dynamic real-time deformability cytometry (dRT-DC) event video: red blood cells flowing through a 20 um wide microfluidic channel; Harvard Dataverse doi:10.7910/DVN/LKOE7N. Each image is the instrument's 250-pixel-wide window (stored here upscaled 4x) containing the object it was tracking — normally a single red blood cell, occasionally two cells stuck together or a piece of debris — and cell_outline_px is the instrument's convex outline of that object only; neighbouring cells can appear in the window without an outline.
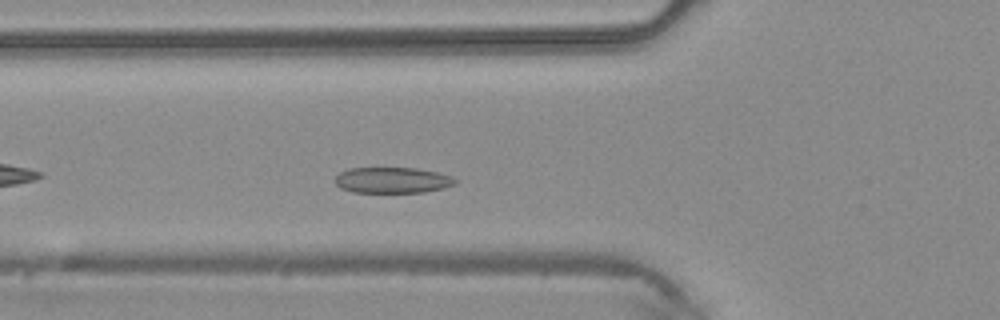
{"species": "common noctule bat (a hibernating species)", "species_latin": "Nyctalus noctula", "temperature_condition": "warm", "stored_images_in_passage": 35, "camera_frame_rate_fps": 3000, "um_per_image_px": 0.085, "animal": {"sex": "male", "body_mass_g": 20.4}, "frame": {"image": 1, "passage_image": 6, "time_ms": 1.667, "image_size_px": [1000, 320], "cell_outline_px": [[460, 180], [456, 184], [444, 188], [424, 192], [352, 192], [340, 188], [336, 184], [336, 176], [340, 172], [348, 168], [416, 168], [436, 172], [452, 176]], "centroid_in_image_um": [33.39, 15.31], "position_along_channel_um": 92.4, "area_um2": 18.21}}
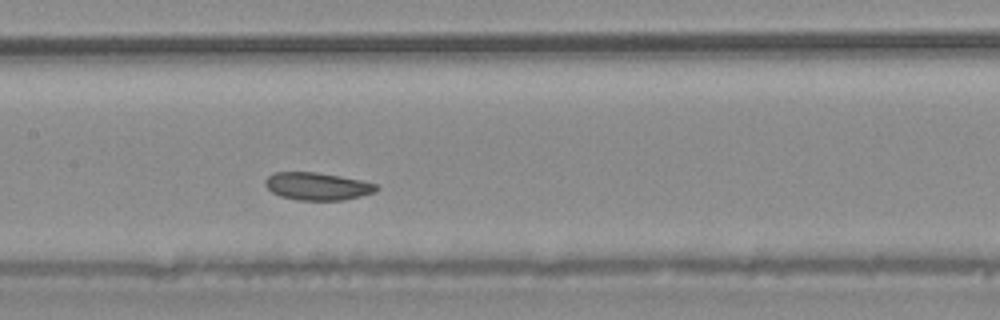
{"frame": {"image": 2, "passage_image": 12, "time_ms": 3.667, "image_size_px": [1000, 320], "cell_outline_px": [[380, 188], [376, 192], [344, 200], [296, 200], [280, 196], [272, 192], [264, 184], [264, 180], [272, 172], [316, 172], [340, 176], [360, 180], [376, 184]], "centroid_in_image_um": [26.96, 15.83], "position_along_channel_um": 180.4, "area_um2": 17.98}}
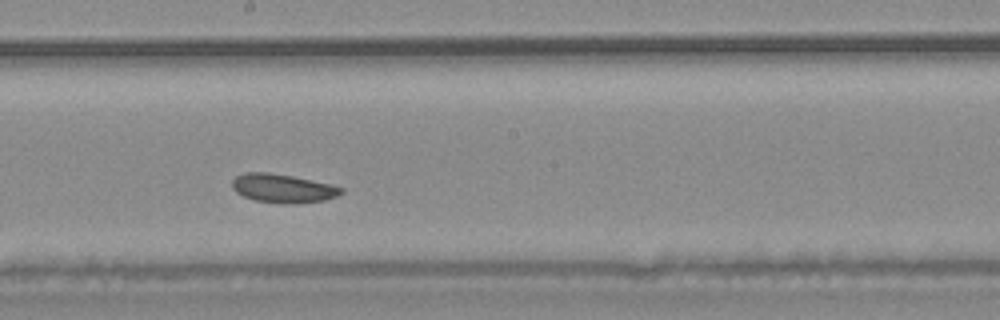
{"frame": {"image": 3, "passage_image": 15, "time_ms": 4.667, "image_size_px": [1000, 320], "cell_outline_px": [[344, 192], [336, 196], [324, 200], [292, 204], [280, 204], [256, 200], [244, 196], [236, 192], [232, 188], [232, 180], [236, 176], [244, 172], [268, 172], [292, 176], [328, 184], [344, 188]], "centroid_in_image_um": [24.01, 16.01], "position_along_channel_um": 224.2, "area_um2": 18.15}}